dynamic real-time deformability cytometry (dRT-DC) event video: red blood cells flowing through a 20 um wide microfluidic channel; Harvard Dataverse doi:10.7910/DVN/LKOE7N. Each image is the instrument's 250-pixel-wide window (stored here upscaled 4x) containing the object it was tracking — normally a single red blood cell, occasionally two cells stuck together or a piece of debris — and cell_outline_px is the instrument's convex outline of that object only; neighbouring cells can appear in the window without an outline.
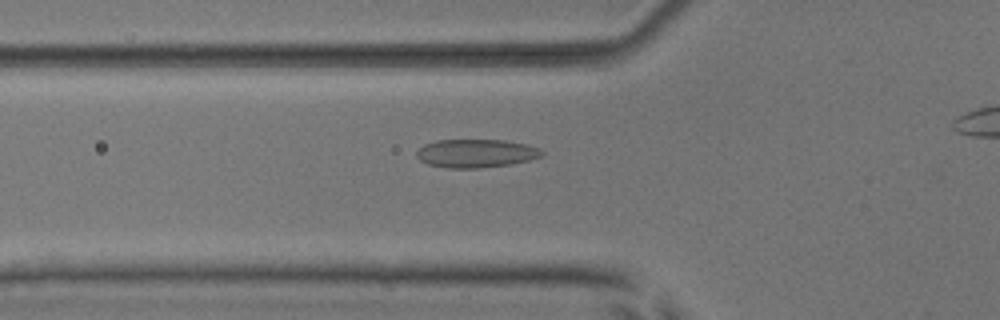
{"species": "common noctule bat (a hibernating species)", "species_latin": "Nyctalus noctula", "temperature_condition": "room temperature", "stored_images_in_passage": 31, "camera_frame_rate_fps": 3000, "um_per_image_px": 0.085, "animal": {"sex": "male", "body_mass_g": 17.9, "forearm_length_mm": 54.2}, "frame": {"image": 1, "passage_image": 3, "time_ms": 0.667, "image_size_px": [1000, 320], "cell_outline_px": [[544, 156], [528, 160], [508, 164], [480, 168], [448, 168], [428, 164], [420, 160], [416, 156], [416, 152], [424, 144], [436, 140], [504, 140], [524, 144], [540, 148], [544, 152]], "centroid_in_image_um": [40.45, 13.03], "position_along_channel_um": 85.3, "area_um2": 20.63}}
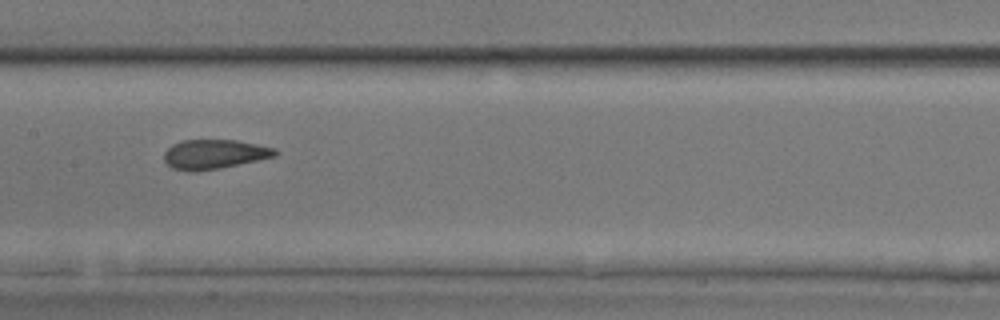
{"frame": {"image": 2, "passage_image": 11, "time_ms": 3.333, "image_size_px": [1000, 320], "cell_outline_px": [[280, 152], [276, 156], [260, 160], [220, 168], [196, 172], [188, 172], [172, 168], [164, 160], [164, 152], [172, 144], [180, 140], [236, 140], [276, 148]], "centroid_in_image_um": [18.22, 13.11], "position_along_channel_um": 189.2, "area_um2": 19.31}}
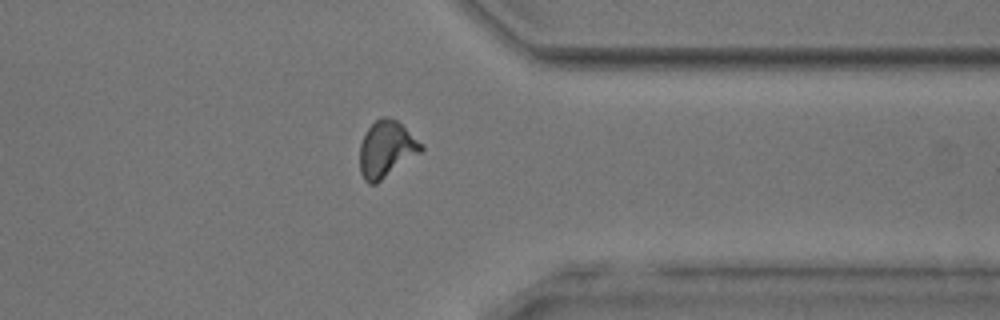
{"frame": {"image": 3, "passage_image": 26, "time_ms": 8.333, "image_size_px": [1000, 320], "cell_outline_px": [[424, 148], [420, 152], [376, 184], [368, 184], [364, 180], [360, 172], [360, 144], [368, 128], [380, 116], [384, 116], [396, 120], [424, 144]], "centroid_in_image_um": [32.83, 12.68], "position_along_channel_um": 378.6, "area_um2": 20.0}, "authors_computed_cell_mechanics": {"area_um2": 19.4208, "velocity_mm_per_s": 3.8843, "shape_relaxation_time_tau1_ms": 5.8829, "shape_relaxation_time_tau2_ms": 1.3144, "deformation_change_tau1": 0.1368, "deformation_change_tau2": 0.0606}}